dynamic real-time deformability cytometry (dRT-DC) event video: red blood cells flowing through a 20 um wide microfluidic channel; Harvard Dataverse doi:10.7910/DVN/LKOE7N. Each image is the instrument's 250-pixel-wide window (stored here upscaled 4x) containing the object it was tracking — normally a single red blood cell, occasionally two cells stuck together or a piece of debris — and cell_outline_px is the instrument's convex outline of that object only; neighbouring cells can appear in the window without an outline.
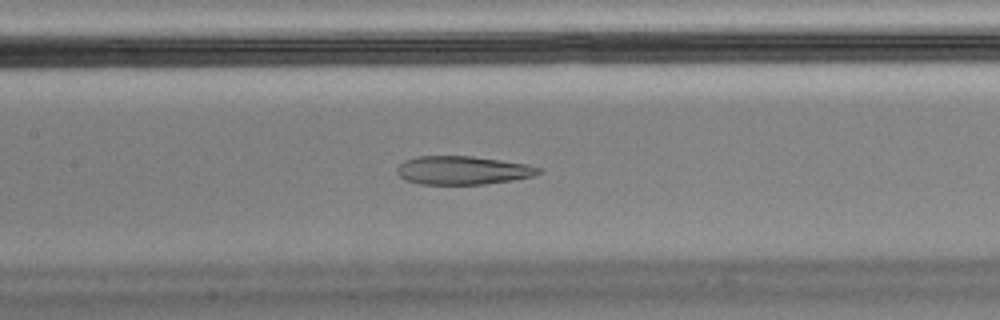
{"species": "Egyptian fruit bat (a non-hibernating species)", "species_latin": "Rousettus aegyptiacus", "temperature_condition": "cold", "stored_images_in_passage": 56, "camera_frame_rate_fps": 3000, "um_per_image_px": 0.085, "animal": {"sex": "male"}, "frame": {"image": 1, "passage_image": 25, "time_ms": 8.0, "image_size_px": [1000, 320], "cell_outline_px": [[544, 172], [532, 176], [512, 180], [484, 184], [420, 184], [404, 180], [396, 172], [396, 168], [404, 160], [416, 156], [472, 156], [528, 164], [544, 168]], "centroid_in_image_um": [39.34, 14.47], "position_along_channel_um": 168.1, "area_um2": 23.7}, "authors_computed_cell_mechanics": {"area_um2": 26.299, "velocity_mm_per_s": 3.4765, "shape_relaxation_time_tau1_ms": null, "shape_relaxation_time_tau2_ms": 2.4392, "deformation_change_tau1": null, "deformation_change_tau2": 0.102}}